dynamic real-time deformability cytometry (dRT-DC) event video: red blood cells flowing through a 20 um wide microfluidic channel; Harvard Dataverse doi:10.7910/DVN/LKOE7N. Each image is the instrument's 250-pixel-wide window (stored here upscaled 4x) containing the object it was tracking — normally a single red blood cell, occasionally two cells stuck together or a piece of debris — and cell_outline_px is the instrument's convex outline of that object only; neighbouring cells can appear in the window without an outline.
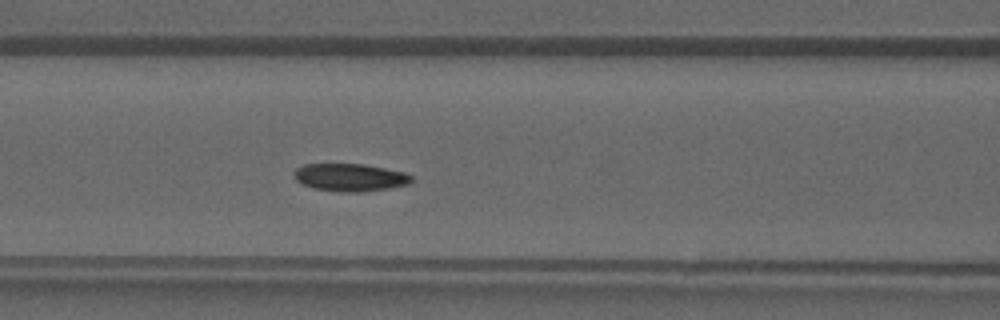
{"species": "common noctule bat (a hibernating species)", "species_latin": "Nyctalus noctula", "temperature_condition": "warm", "stored_images_in_passage": 28, "camera_frame_rate_fps": 3000, "um_per_image_px": 0.085, "animal": {"sex": "male", "forearm_length_mm": 52.5}, "frame": {"image": 1, "passage_image": 5, "time_ms": 1.333, "image_size_px": [1000, 320], "cell_outline_px": [[412, 180], [408, 184], [388, 188], [360, 192], [340, 192], [312, 188], [300, 184], [292, 176], [292, 172], [296, 168], [304, 164], [364, 164], [404, 172], [412, 176]], "centroid_in_image_um": [29.68, 15.08], "position_along_channel_um": 136.9, "area_um2": 19.07}}
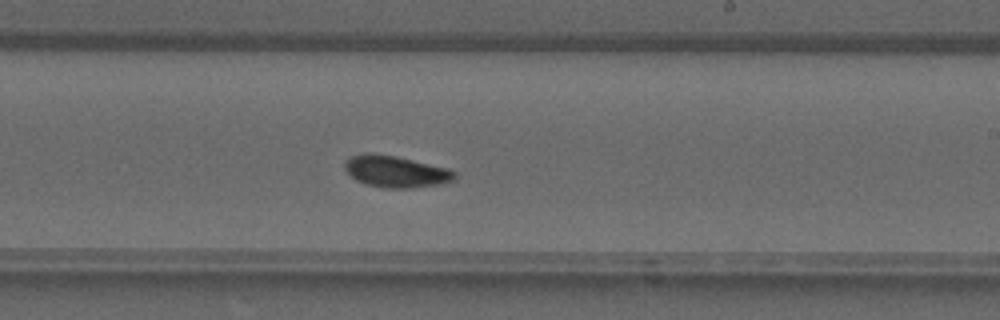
{"frame": {"image": 2, "passage_image": 12, "time_ms": 3.667, "image_size_px": [1000, 320], "cell_outline_px": [[456, 176], [452, 180], [444, 184], [408, 188], [384, 188], [368, 184], [356, 180], [344, 168], [344, 160], [352, 156], [364, 152], [368, 152], [396, 156], [448, 168], [456, 172]], "centroid_in_image_um": [33.64, 14.57], "position_along_channel_um": 255.4, "area_um2": 20.29}}
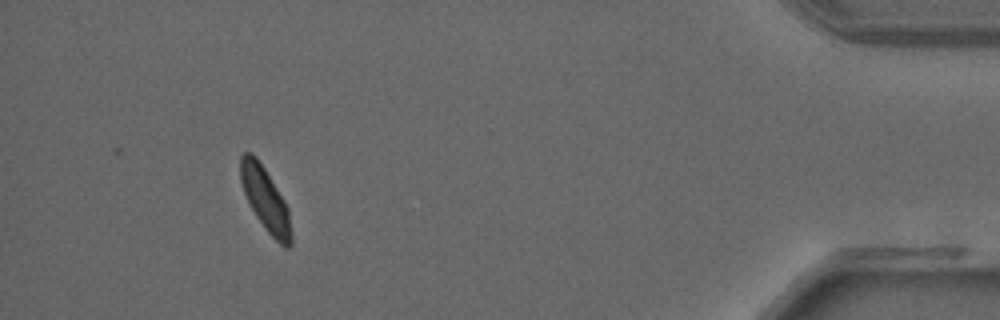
{"frame": {"image": 3, "passage_image": 25, "time_ms": 8.0, "image_size_px": [1000, 320], "cell_outline_px": [[292, 244], [288, 248], [284, 248], [264, 228], [256, 216], [244, 192], [240, 180], [240, 156], [244, 152], [252, 152], [256, 156], [264, 168], [284, 200], [288, 208], [292, 232]], "centroid_in_image_um": [22.57, 16.95], "position_along_channel_um": 412.6, "area_um2": 18.67}}